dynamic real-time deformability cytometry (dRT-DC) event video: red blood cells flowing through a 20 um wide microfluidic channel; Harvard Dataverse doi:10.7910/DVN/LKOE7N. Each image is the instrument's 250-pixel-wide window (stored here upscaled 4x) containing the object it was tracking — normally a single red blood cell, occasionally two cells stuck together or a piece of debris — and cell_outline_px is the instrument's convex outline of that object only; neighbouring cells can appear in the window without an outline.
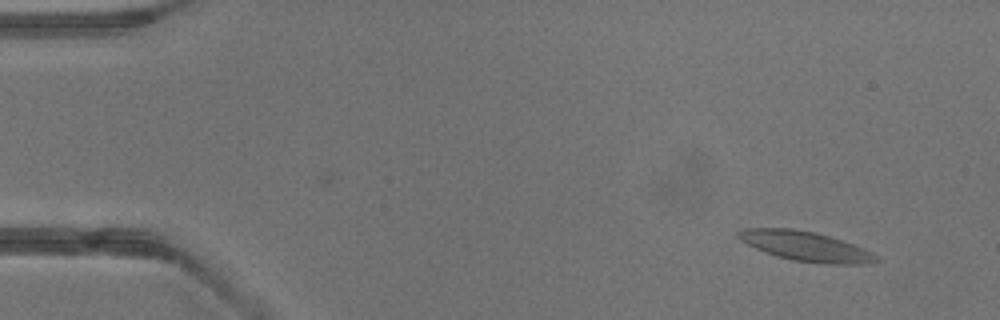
{"species": "common noctule bat (a hibernating species)", "species_latin": "Nyctalus noctula", "temperature_condition": "warm", "stored_images_in_passage": 42, "camera_frame_rate_fps": 3000, "um_per_image_px": 0.085, "animal": {"sex": "male", "body_mass_g": 13.3}, "frame": {"image": 1, "passage_image": 4, "time_ms": 1.0, "image_size_px": [1000, 320], "cell_outline_px": [[880, 260], [860, 264], [832, 264], [792, 260], [776, 256], [756, 248], [740, 240], [736, 236], [736, 232], [744, 228], [792, 228], [812, 232], [828, 236], [852, 244], [872, 252], [880, 256]], "centroid_in_image_um": [68.45, 20.93], "position_along_channel_um": 16.5, "area_um2": 23.52}}
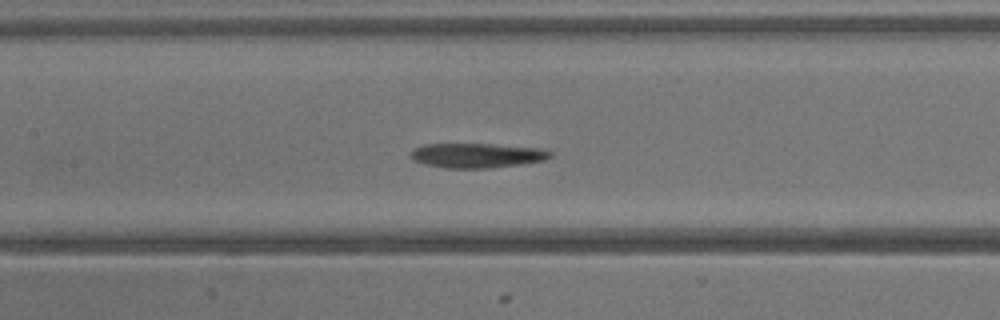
{"frame": {"image": 2, "passage_image": 20, "time_ms": 6.333, "image_size_px": [1000, 320], "cell_outline_px": [[552, 156], [544, 160], [520, 164], [488, 168], [448, 168], [424, 164], [416, 160], [412, 156], [412, 152], [416, 148], [424, 144], [492, 144], [544, 148], [552, 152]], "centroid_in_image_um": [40.61, 13.2], "position_along_channel_um": 166.8, "area_um2": 19.83}}
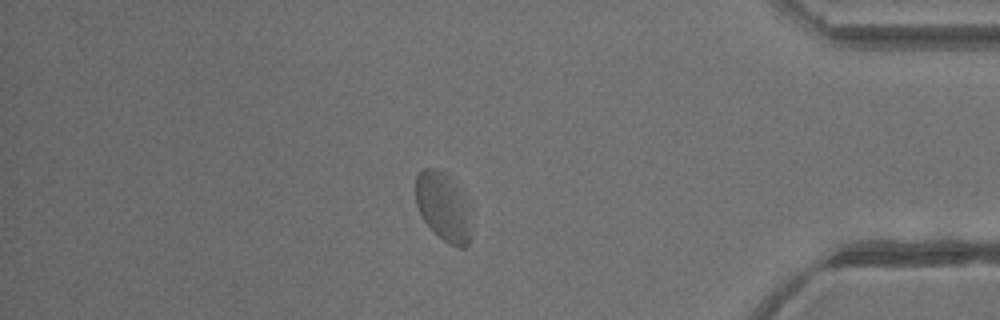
{"frame": {"image": 3, "passage_image": 36, "time_ms": 11.667, "image_size_px": [1000, 320], "cell_outline_px": [[472, 228], [468, 244], [464, 248], [456, 248], [448, 244], [424, 220], [416, 204], [416, 176], [424, 168], [432, 168], [440, 172], [452, 184], [464, 208]], "centroid_in_image_um": [37.6, 17.67], "position_along_channel_um": 397.6, "area_um2": 20.46}}